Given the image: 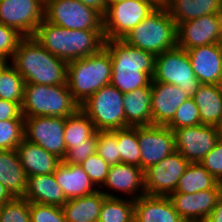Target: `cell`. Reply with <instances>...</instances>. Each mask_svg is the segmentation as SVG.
I'll use <instances>...</instances> for the list:
<instances>
[{
    "instance_id": "16",
    "label": "cell",
    "mask_w": 222,
    "mask_h": 222,
    "mask_svg": "<svg viewBox=\"0 0 222 222\" xmlns=\"http://www.w3.org/2000/svg\"><path fill=\"white\" fill-rule=\"evenodd\" d=\"M220 13L202 16L177 26V47H193L219 43L221 39Z\"/></svg>"
},
{
    "instance_id": "49",
    "label": "cell",
    "mask_w": 222,
    "mask_h": 222,
    "mask_svg": "<svg viewBox=\"0 0 222 222\" xmlns=\"http://www.w3.org/2000/svg\"><path fill=\"white\" fill-rule=\"evenodd\" d=\"M8 62L10 61L0 59V74L3 71V69L8 65Z\"/></svg>"
},
{
    "instance_id": "41",
    "label": "cell",
    "mask_w": 222,
    "mask_h": 222,
    "mask_svg": "<svg viewBox=\"0 0 222 222\" xmlns=\"http://www.w3.org/2000/svg\"><path fill=\"white\" fill-rule=\"evenodd\" d=\"M23 38L16 29L0 23V59L11 60Z\"/></svg>"
},
{
    "instance_id": "36",
    "label": "cell",
    "mask_w": 222,
    "mask_h": 222,
    "mask_svg": "<svg viewBox=\"0 0 222 222\" xmlns=\"http://www.w3.org/2000/svg\"><path fill=\"white\" fill-rule=\"evenodd\" d=\"M96 152L110 165L121 163L117 142V129L97 131Z\"/></svg>"
},
{
    "instance_id": "29",
    "label": "cell",
    "mask_w": 222,
    "mask_h": 222,
    "mask_svg": "<svg viewBox=\"0 0 222 222\" xmlns=\"http://www.w3.org/2000/svg\"><path fill=\"white\" fill-rule=\"evenodd\" d=\"M192 98L199 110L201 124L217 126L222 120V89L219 85L202 84Z\"/></svg>"
},
{
    "instance_id": "39",
    "label": "cell",
    "mask_w": 222,
    "mask_h": 222,
    "mask_svg": "<svg viewBox=\"0 0 222 222\" xmlns=\"http://www.w3.org/2000/svg\"><path fill=\"white\" fill-rule=\"evenodd\" d=\"M80 166L88 174L96 187L103 186L109 172L110 165L96 152L83 161Z\"/></svg>"
},
{
    "instance_id": "38",
    "label": "cell",
    "mask_w": 222,
    "mask_h": 222,
    "mask_svg": "<svg viewBox=\"0 0 222 222\" xmlns=\"http://www.w3.org/2000/svg\"><path fill=\"white\" fill-rule=\"evenodd\" d=\"M0 222H31L29 202L23 197H13L2 205Z\"/></svg>"
},
{
    "instance_id": "11",
    "label": "cell",
    "mask_w": 222,
    "mask_h": 222,
    "mask_svg": "<svg viewBox=\"0 0 222 222\" xmlns=\"http://www.w3.org/2000/svg\"><path fill=\"white\" fill-rule=\"evenodd\" d=\"M65 118L37 116L24 118V139L63 159Z\"/></svg>"
},
{
    "instance_id": "53",
    "label": "cell",
    "mask_w": 222,
    "mask_h": 222,
    "mask_svg": "<svg viewBox=\"0 0 222 222\" xmlns=\"http://www.w3.org/2000/svg\"><path fill=\"white\" fill-rule=\"evenodd\" d=\"M220 46H221V49H222V39H220V42H219Z\"/></svg>"
},
{
    "instance_id": "40",
    "label": "cell",
    "mask_w": 222,
    "mask_h": 222,
    "mask_svg": "<svg viewBox=\"0 0 222 222\" xmlns=\"http://www.w3.org/2000/svg\"><path fill=\"white\" fill-rule=\"evenodd\" d=\"M31 222H66L62 207L29 202Z\"/></svg>"
},
{
    "instance_id": "48",
    "label": "cell",
    "mask_w": 222,
    "mask_h": 222,
    "mask_svg": "<svg viewBox=\"0 0 222 222\" xmlns=\"http://www.w3.org/2000/svg\"><path fill=\"white\" fill-rule=\"evenodd\" d=\"M216 127H217V130H218V138H219L220 141H222V120Z\"/></svg>"
},
{
    "instance_id": "22",
    "label": "cell",
    "mask_w": 222,
    "mask_h": 222,
    "mask_svg": "<svg viewBox=\"0 0 222 222\" xmlns=\"http://www.w3.org/2000/svg\"><path fill=\"white\" fill-rule=\"evenodd\" d=\"M16 151L27 177L54 173L62 162L58 156L26 139L22 140Z\"/></svg>"
},
{
    "instance_id": "37",
    "label": "cell",
    "mask_w": 222,
    "mask_h": 222,
    "mask_svg": "<svg viewBox=\"0 0 222 222\" xmlns=\"http://www.w3.org/2000/svg\"><path fill=\"white\" fill-rule=\"evenodd\" d=\"M201 124L199 110L192 97H189L177 108L173 119L166 125L173 131L178 128L197 126Z\"/></svg>"
},
{
    "instance_id": "30",
    "label": "cell",
    "mask_w": 222,
    "mask_h": 222,
    "mask_svg": "<svg viewBox=\"0 0 222 222\" xmlns=\"http://www.w3.org/2000/svg\"><path fill=\"white\" fill-rule=\"evenodd\" d=\"M220 189L214 178L200 162L189 163L179 178L175 192L194 193L201 190Z\"/></svg>"
},
{
    "instance_id": "33",
    "label": "cell",
    "mask_w": 222,
    "mask_h": 222,
    "mask_svg": "<svg viewBox=\"0 0 222 222\" xmlns=\"http://www.w3.org/2000/svg\"><path fill=\"white\" fill-rule=\"evenodd\" d=\"M25 81L12 64L0 74V99L22 104Z\"/></svg>"
},
{
    "instance_id": "50",
    "label": "cell",
    "mask_w": 222,
    "mask_h": 222,
    "mask_svg": "<svg viewBox=\"0 0 222 222\" xmlns=\"http://www.w3.org/2000/svg\"><path fill=\"white\" fill-rule=\"evenodd\" d=\"M218 185H219V188H220V196L222 198V178L218 181Z\"/></svg>"
},
{
    "instance_id": "24",
    "label": "cell",
    "mask_w": 222,
    "mask_h": 222,
    "mask_svg": "<svg viewBox=\"0 0 222 222\" xmlns=\"http://www.w3.org/2000/svg\"><path fill=\"white\" fill-rule=\"evenodd\" d=\"M105 197H118L105 190L68 199L62 206L66 222H98L100 210Z\"/></svg>"
},
{
    "instance_id": "14",
    "label": "cell",
    "mask_w": 222,
    "mask_h": 222,
    "mask_svg": "<svg viewBox=\"0 0 222 222\" xmlns=\"http://www.w3.org/2000/svg\"><path fill=\"white\" fill-rule=\"evenodd\" d=\"M137 138L140 146V168L145 171L173 153L175 136L167 126H137Z\"/></svg>"
},
{
    "instance_id": "15",
    "label": "cell",
    "mask_w": 222,
    "mask_h": 222,
    "mask_svg": "<svg viewBox=\"0 0 222 222\" xmlns=\"http://www.w3.org/2000/svg\"><path fill=\"white\" fill-rule=\"evenodd\" d=\"M173 132L176 151L189 163L200 162L219 140L217 127L212 125L200 124L178 128Z\"/></svg>"
},
{
    "instance_id": "2",
    "label": "cell",
    "mask_w": 222,
    "mask_h": 222,
    "mask_svg": "<svg viewBox=\"0 0 222 222\" xmlns=\"http://www.w3.org/2000/svg\"><path fill=\"white\" fill-rule=\"evenodd\" d=\"M32 37L51 54L67 63L98 53L105 43L103 30H69L45 19Z\"/></svg>"
},
{
    "instance_id": "8",
    "label": "cell",
    "mask_w": 222,
    "mask_h": 222,
    "mask_svg": "<svg viewBox=\"0 0 222 222\" xmlns=\"http://www.w3.org/2000/svg\"><path fill=\"white\" fill-rule=\"evenodd\" d=\"M160 3L161 0H115L108 3L103 16L105 40L123 39Z\"/></svg>"
},
{
    "instance_id": "23",
    "label": "cell",
    "mask_w": 222,
    "mask_h": 222,
    "mask_svg": "<svg viewBox=\"0 0 222 222\" xmlns=\"http://www.w3.org/2000/svg\"><path fill=\"white\" fill-rule=\"evenodd\" d=\"M28 202L62 207L67 197L56 182L54 174L28 177L26 192L23 196Z\"/></svg>"
},
{
    "instance_id": "17",
    "label": "cell",
    "mask_w": 222,
    "mask_h": 222,
    "mask_svg": "<svg viewBox=\"0 0 222 222\" xmlns=\"http://www.w3.org/2000/svg\"><path fill=\"white\" fill-rule=\"evenodd\" d=\"M168 197L185 222H203L221 196L220 189H208L194 193L172 192Z\"/></svg>"
},
{
    "instance_id": "34",
    "label": "cell",
    "mask_w": 222,
    "mask_h": 222,
    "mask_svg": "<svg viewBox=\"0 0 222 222\" xmlns=\"http://www.w3.org/2000/svg\"><path fill=\"white\" fill-rule=\"evenodd\" d=\"M117 142L121 163L140 167V146L137 138V126L117 129Z\"/></svg>"
},
{
    "instance_id": "20",
    "label": "cell",
    "mask_w": 222,
    "mask_h": 222,
    "mask_svg": "<svg viewBox=\"0 0 222 222\" xmlns=\"http://www.w3.org/2000/svg\"><path fill=\"white\" fill-rule=\"evenodd\" d=\"M103 185L99 189L106 187V189L121 192L122 195L128 194L132 200L146 195L144 171L139 166L132 164L118 163L110 166Z\"/></svg>"
},
{
    "instance_id": "44",
    "label": "cell",
    "mask_w": 222,
    "mask_h": 222,
    "mask_svg": "<svg viewBox=\"0 0 222 222\" xmlns=\"http://www.w3.org/2000/svg\"><path fill=\"white\" fill-rule=\"evenodd\" d=\"M24 118L20 103L0 99V121Z\"/></svg>"
},
{
    "instance_id": "55",
    "label": "cell",
    "mask_w": 222,
    "mask_h": 222,
    "mask_svg": "<svg viewBox=\"0 0 222 222\" xmlns=\"http://www.w3.org/2000/svg\"><path fill=\"white\" fill-rule=\"evenodd\" d=\"M113 1H115V0H107L108 3L113 2Z\"/></svg>"
},
{
    "instance_id": "46",
    "label": "cell",
    "mask_w": 222,
    "mask_h": 222,
    "mask_svg": "<svg viewBox=\"0 0 222 222\" xmlns=\"http://www.w3.org/2000/svg\"><path fill=\"white\" fill-rule=\"evenodd\" d=\"M203 222H222V198L220 197L213 211L204 219Z\"/></svg>"
},
{
    "instance_id": "18",
    "label": "cell",
    "mask_w": 222,
    "mask_h": 222,
    "mask_svg": "<svg viewBox=\"0 0 222 222\" xmlns=\"http://www.w3.org/2000/svg\"><path fill=\"white\" fill-rule=\"evenodd\" d=\"M152 125L166 126L188 96L182 89L169 83L151 81Z\"/></svg>"
},
{
    "instance_id": "27",
    "label": "cell",
    "mask_w": 222,
    "mask_h": 222,
    "mask_svg": "<svg viewBox=\"0 0 222 222\" xmlns=\"http://www.w3.org/2000/svg\"><path fill=\"white\" fill-rule=\"evenodd\" d=\"M28 177L16 150H0V183L13 197H23Z\"/></svg>"
},
{
    "instance_id": "28",
    "label": "cell",
    "mask_w": 222,
    "mask_h": 222,
    "mask_svg": "<svg viewBox=\"0 0 222 222\" xmlns=\"http://www.w3.org/2000/svg\"><path fill=\"white\" fill-rule=\"evenodd\" d=\"M178 26L188 20L221 13L222 6L217 0H161Z\"/></svg>"
},
{
    "instance_id": "1",
    "label": "cell",
    "mask_w": 222,
    "mask_h": 222,
    "mask_svg": "<svg viewBox=\"0 0 222 222\" xmlns=\"http://www.w3.org/2000/svg\"><path fill=\"white\" fill-rule=\"evenodd\" d=\"M104 48L110 53L112 74L110 84L121 93H128L151 84L155 56L135 48L122 39L105 40Z\"/></svg>"
},
{
    "instance_id": "54",
    "label": "cell",
    "mask_w": 222,
    "mask_h": 222,
    "mask_svg": "<svg viewBox=\"0 0 222 222\" xmlns=\"http://www.w3.org/2000/svg\"><path fill=\"white\" fill-rule=\"evenodd\" d=\"M219 2V4L222 6V0H217Z\"/></svg>"
},
{
    "instance_id": "26",
    "label": "cell",
    "mask_w": 222,
    "mask_h": 222,
    "mask_svg": "<svg viewBox=\"0 0 222 222\" xmlns=\"http://www.w3.org/2000/svg\"><path fill=\"white\" fill-rule=\"evenodd\" d=\"M151 84L134 91L124 93L123 109L126 127L152 125Z\"/></svg>"
},
{
    "instance_id": "52",
    "label": "cell",
    "mask_w": 222,
    "mask_h": 222,
    "mask_svg": "<svg viewBox=\"0 0 222 222\" xmlns=\"http://www.w3.org/2000/svg\"><path fill=\"white\" fill-rule=\"evenodd\" d=\"M219 87L222 89V74H221V79H220V82H219Z\"/></svg>"
},
{
    "instance_id": "10",
    "label": "cell",
    "mask_w": 222,
    "mask_h": 222,
    "mask_svg": "<svg viewBox=\"0 0 222 222\" xmlns=\"http://www.w3.org/2000/svg\"><path fill=\"white\" fill-rule=\"evenodd\" d=\"M44 19L69 30H103V16L79 0H45Z\"/></svg>"
},
{
    "instance_id": "19",
    "label": "cell",
    "mask_w": 222,
    "mask_h": 222,
    "mask_svg": "<svg viewBox=\"0 0 222 222\" xmlns=\"http://www.w3.org/2000/svg\"><path fill=\"white\" fill-rule=\"evenodd\" d=\"M194 75L201 84L218 85L222 74V49L219 43L186 50Z\"/></svg>"
},
{
    "instance_id": "32",
    "label": "cell",
    "mask_w": 222,
    "mask_h": 222,
    "mask_svg": "<svg viewBox=\"0 0 222 222\" xmlns=\"http://www.w3.org/2000/svg\"><path fill=\"white\" fill-rule=\"evenodd\" d=\"M98 222H134V200L105 197Z\"/></svg>"
},
{
    "instance_id": "31",
    "label": "cell",
    "mask_w": 222,
    "mask_h": 222,
    "mask_svg": "<svg viewBox=\"0 0 222 222\" xmlns=\"http://www.w3.org/2000/svg\"><path fill=\"white\" fill-rule=\"evenodd\" d=\"M96 132L91 119L79 108L65 118L64 141L66 149L74 145L88 144V139Z\"/></svg>"
},
{
    "instance_id": "6",
    "label": "cell",
    "mask_w": 222,
    "mask_h": 222,
    "mask_svg": "<svg viewBox=\"0 0 222 222\" xmlns=\"http://www.w3.org/2000/svg\"><path fill=\"white\" fill-rule=\"evenodd\" d=\"M80 105L74 100L68 85H40L25 83L23 102L24 117L53 116L66 118L74 114Z\"/></svg>"
},
{
    "instance_id": "12",
    "label": "cell",
    "mask_w": 222,
    "mask_h": 222,
    "mask_svg": "<svg viewBox=\"0 0 222 222\" xmlns=\"http://www.w3.org/2000/svg\"><path fill=\"white\" fill-rule=\"evenodd\" d=\"M189 162L178 151H174L159 163L144 171L145 193L150 196H169L175 192L179 178Z\"/></svg>"
},
{
    "instance_id": "13",
    "label": "cell",
    "mask_w": 222,
    "mask_h": 222,
    "mask_svg": "<svg viewBox=\"0 0 222 222\" xmlns=\"http://www.w3.org/2000/svg\"><path fill=\"white\" fill-rule=\"evenodd\" d=\"M45 0H0V23L32 37L44 20Z\"/></svg>"
},
{
    "instance_id": "25",
    "label": "cell",
    "mask_w": 222,
    "mask_h": 222,
    "mask_svg": "<svg viewBox=\"0 0 222 222\" xmlns=\"http://www.w3.org/2000/svg\"><path fill=\"white\" fill-rule=\"evenodd\" d=\"M53 174L67 199L83 197L99 190L80 165L62 161Z\"/></svg>"
},
{
    "instance_id": "42",
    "label": "cell",
    "mask_w": 222,
    "mask_h": 222,
    "mask_svg": "<svg viewBox=\"0 0 222 222\" xmlns=\"http://www.w3.org/2000/svg\"><path fill=\"white\" fill-rule=\"evenodd\" d=\"M97 131L88 139V144L74 145L70 150H66L62 161L66 164L80 165L89 156L96 153Z\"/></svg>"
},
{
    "instance_id": "47",
    "label": "cell",
    "mask_w": 222,
    "mask_h": 222,
    "mask_svg": "<svg viewBox=\"0 0 222 222\" xmlns=\"http://www.w3.org/2000/svg\"><path fill=\"white\" fill-rule=\"evenodd\" d=\"M12 198L13 196L10 194V192L2 183H0V206L10 201Z\"/></svg>"
},
{
    "instance_id": "7",
    "label": "cell",
    "mask_w": 222,
    "mask_h": 222,
    "mask_svg": "<svg viewBox=\"0 0 222 222\" xmlns=\"http://www.w3.org/2000/svg\"><path fill=\"white\" fill-rule=\"evenodd\" d=\"M123 95L112 84L103 86L84 103L82 111L91 119L96 131L126 128Z\"/></svg>"
},
{
    "instance_id": "9",
    "label": "cell",
    "mask_w": 222,
    "mask_h": 222,
    "mask_svg": "<svg viewBox=\"0 0 222 222\" xmlns=\"http://www.w3.org/2000/svg\"><path fill=\"white\" fill-rule=\"evenodd\" d=\"M152 80L176 85L190 97L202 85L194 75L187 51L178 47L155 56Z\"/></svg>"
},
{
    "instance_id": "51",
    "label": "cell",
    "mask_w": 222,
    "mask_h": 222,
    "mask_svg": "<svg viewBox=\"0 0 222 222\" xmlns=\"http://www.w3.org/2000/svg\"><path fill=\"white\" fill-rule=\"evenodd\" d=\"M220 22H221V39H222V10H221V13H220Z\"/></svg>"
},
{
    "instance_id": "45",
    "label": "cell",
    "mask_w": 222,
    "mask_h": 222,
    "mask_svg": "<svg viewBox=\"0 0 222 222\" xmlns=\"http://www.w3.org/2000/svg\"><path fill=\"white\" fill-rule=\"evenodd\" d=\"M84 5L98 11L102 16L106 13L108 2L107 0H79Z\"/></svg>"
},
{
    "instance_id": "43",
    "label": "cell",
    "mask_w": 222,
    "mask_h": 222,
    "mask_svg": "<svg viewBox=\"0 0 222 222\" xmlns=\"http://www.w3.org/2000/svg\"><path fill=\"white\" fill-rule=\"evenodd\" d=\"M200 163L219 181L222 178V141L218 140L213 149L204 156Z\"/></svg>"
},
{
    "instance_id": "3",
    "label": "cell",
    "mask_w": 222,
    "mask_h": 222,
    "mask_svg": "<svg viewBox=\"0 0 222 222\" xmlns=\"http://www.w3.org/2000/svg\"><path fill=\"white\" fill-rule=\"evenodd\" d=\"M25 83L40 85L67 84L68 63L51 54L33 37H24L11 61Z\"/></svg>"
},
{
    "instance_id": "5",
    "label": "cell",
    "mask_w": 222,
    "mask_h": 222,
    "mask_svg": "<svg viewBox=\"0 0 222 222\" xmlns=\"http://www.w3.org/2000/svg\"><path fill=\"white\" fill-rule=\"evenodd\" d=\"M122 40L154 56L177 47V25L160 3Z\"/></svg>"
},
{
    "instance_id": "35",
    "label": "cell",
    "mask_w": 222,
    "mask_h": 222,
    "mask_svg": "<svg viewBox=\"0 0 222 222\" xmlns=\"http://www.w3.org/2000/svg\"><path fill=\"white\" fill-rule=\"evenodd\" d=\"M24 139V119L0 121V150H16Z\"/></svg>"
},
{
    "instance_id": "21",
    "label": "cell",
    "mask_w": 222,
    "mask_h": 222,
    "mask_svg": "<svg viewBox=\"0 0 222 222\" xmlns=\"http://www.w3.org/2000/svg\"><path fill=\"white\" fill-rule=\"evenodd\" d=\"M134 222H185L168 196L144 195L134 200Z\"/></svg>"
},
{
    "instance_id": "4",
    "label": "cell",
    "mask_w": 222,
    "mask_h": 222,
    "mask_svg": "<svg viewBox=\"0 0 222 222\" xmlns=\"http://www.w3.org/2000/svg\"><path fill=\"white\" fill-rule=\"evenodd\" d=\"M111 74L110 53L103 47L98 53L68 62L67 85L74 100L81 105L110 84Z\"/></svg>"
}]
</instances>
